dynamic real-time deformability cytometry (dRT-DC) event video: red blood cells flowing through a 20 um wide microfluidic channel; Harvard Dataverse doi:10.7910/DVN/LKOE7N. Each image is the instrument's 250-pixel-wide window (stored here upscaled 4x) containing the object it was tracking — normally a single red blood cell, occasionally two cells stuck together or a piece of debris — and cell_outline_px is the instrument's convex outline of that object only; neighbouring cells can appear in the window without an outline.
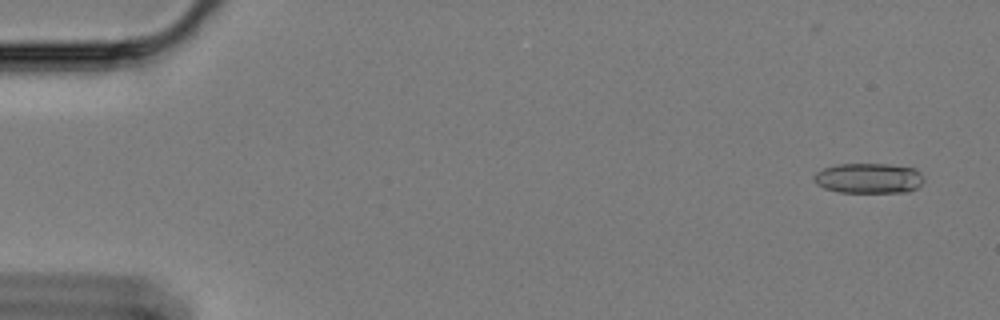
{"species": "Egyptian fruit bat (a non-hibernating species)", "species_latin": "Rousettus aegyptiacus", "temperature_condition": "cold", "stored_images_in_passage": 5, "camera_frame_rate_fps": 3000, "um_per_image_px": 0.085, "animal": {"sex": "female"}, "frame": {"image": 1, "passage_image": 3, "time_ms": 0.667, "image_size_px": [1000, 320], "cell_outline_px": [[924, 180], [916, 188], [908, 192], [840, 192], [824, 188], [816, 184], [812, 180], [812, 176], [816, 172], [824, 168], [836, 164], [892, 164], [916, 168], [924, 176]], "centroid_in_image_um": [73.84, 15.14], "position_along_channel_um": 11.2, "area_um2": 19.59}}